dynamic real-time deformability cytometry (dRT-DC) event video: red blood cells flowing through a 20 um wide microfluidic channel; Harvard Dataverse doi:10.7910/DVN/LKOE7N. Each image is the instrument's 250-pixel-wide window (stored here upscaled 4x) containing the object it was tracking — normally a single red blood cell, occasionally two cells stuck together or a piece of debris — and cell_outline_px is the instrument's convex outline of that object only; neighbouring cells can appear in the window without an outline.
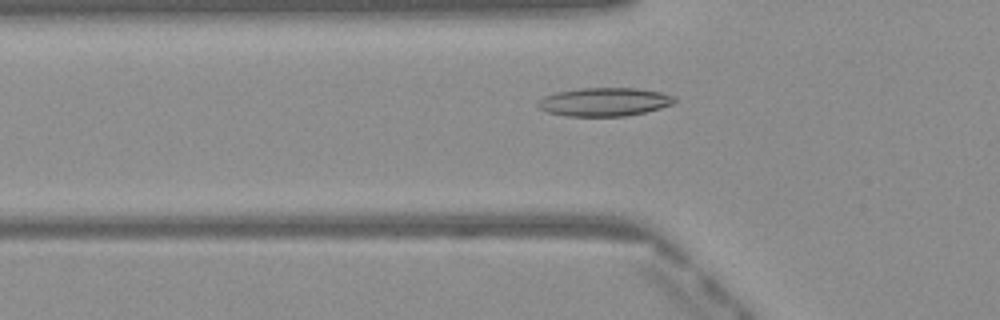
{"species": "Egyptian fruit bat (a non-hibernating species)", "species_latin": "Rousettus aegyptiacus", "temperature_condition": "warm", "stored_images_in_passage": 50, "camera_frame_rate_fps": 3000, "um_per_image_px": 0.085, "frame": {"image": 1, "passage_image": 17, "time_ms": 5.333, "image_size_px": [1000, 320], "cell_outline_px": [[676, 100], [672, 104], [660, 108], [644, 112], [624, 116], [568, 116], [548, 112], [540, 108], [536, 104], [544, 96], [556, 92], [580, 88], [636, 88], [660, 92], [676, 96]], "centroid_in_image_um": [51.38, 8.65], "position_along_channel_um": 74.4, "area_um2": 22.54}}
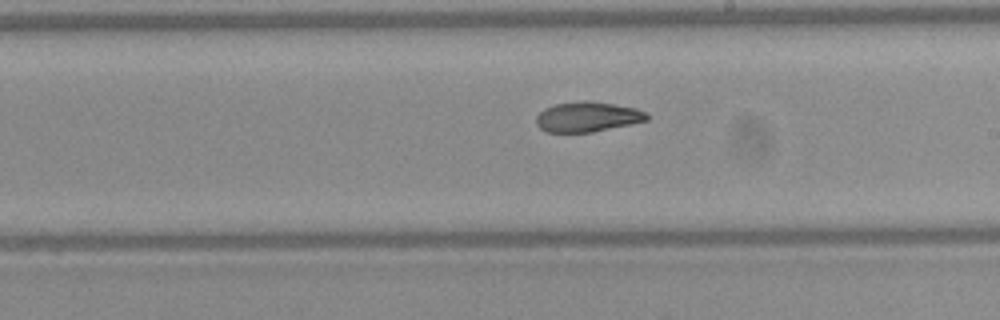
{"frame": {"image": 2, "passage_image": 29, "time_ms": 9.333, "image_size_px": [1000, 320], "cell_outline_px": [[648, 120], [632, 124], [592, 132], [548, 132], [540, 128], [536, 124], [536, 116], [544, 108], [556, 104], [580, 100], [588, 100], [636, 108], [648, 112]], "centroid_in_image_um": [49.94, 9.92], "position_along_channel_um": 239.1, "area_um2": 19.48}}
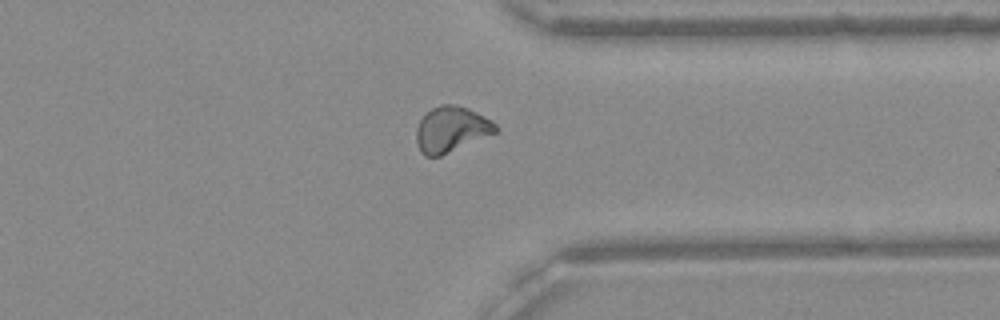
{"frame": {"image": 3, "passage_image": 39, "time_ms": 12.667, "image_size_px": [1000, 320], "cell_outline_px": [[500, 128], [496, 132], [440, 156], [424, 156], [420, 152], [416, 144], [416, 128], [420, 120], [432, 108], [440, 104], [456, 104], [468, 108], [492, 120]], "centroid_in_image_um": [38.34, 10.99], "position_along_channel_um": 373.1, "area_um2": 21.04}, "authors_computed_cell_mechanics": {"area_um2": 20.8947, "velocity_mm_per_s": 4.0829, "shape_relaxation_time_tau1_ms": null, "shape_relaxation_time_tau2_ms": 3.7931, "deformation_change_tau1": null, "deformation_change_tau2": 0.0961}}